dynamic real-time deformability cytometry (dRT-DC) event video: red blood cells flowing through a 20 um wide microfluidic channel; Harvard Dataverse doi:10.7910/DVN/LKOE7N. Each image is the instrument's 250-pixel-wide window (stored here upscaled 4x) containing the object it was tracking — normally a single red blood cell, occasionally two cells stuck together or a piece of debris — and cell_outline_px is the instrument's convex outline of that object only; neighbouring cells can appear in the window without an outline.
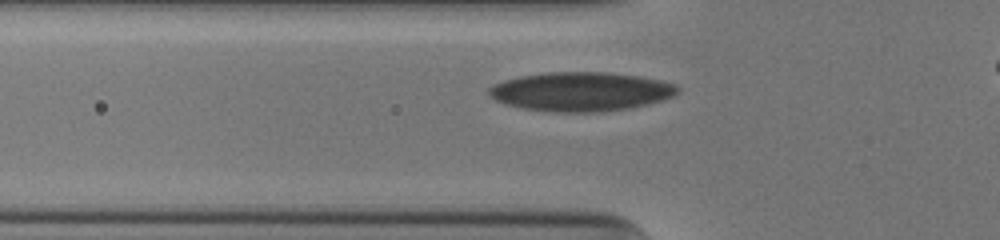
{"species": "human", "species_latin": "Homo sapiens", "temperature_condition": "cold", "stored_images_in_passage": 29, "camera_frame_rate_fps": 3000, "um_per_image_px": 0.085, "donor": {"sex": "male"}, "frame": {"image": 1, "passage_image": 3, "time_ms": 0.667, "image_size_px": [1000, 240], "cell_outline_px": [[680, 92], [672, 96], [660, 100], [628, 108], [600, 112], [556, 112], [524, 108], [508, 104], [496, 100], [488, 92], [488, 88], [492, 84], [504, 80], [520, 76], [548, 72], [608, 72], [636, 76], [660, 80], [676, 84], [680, 88]], "centroid_in_image_um": [49.37, 7.77], "position_along_channel_um": 76.4, "area_um2": 42.66}}
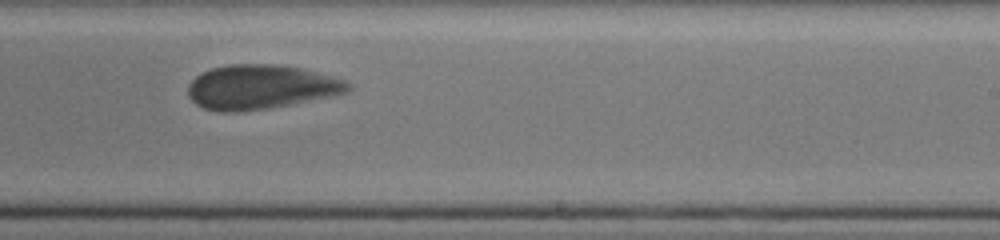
{"frame": {"image": 2, "passage_image": 18, "time_ms": 5.667, "image_size_px": [1000, 240], "cell_outline_px": [[352, 88], [348, 92], [332, 96], [268, 108], [236, 112], [220, 112], [204, 108], [196, 104], [188, 96], [188, 84], [196, 76], [212, 68], [232, 64], [272, 64], [300, 68], [332, 76], [344, 80], [352, 84]], "centroid_in_image_um": [22.17, 7.4], "position_along_channel_um": 266.8, "area_um2": 41.15}}
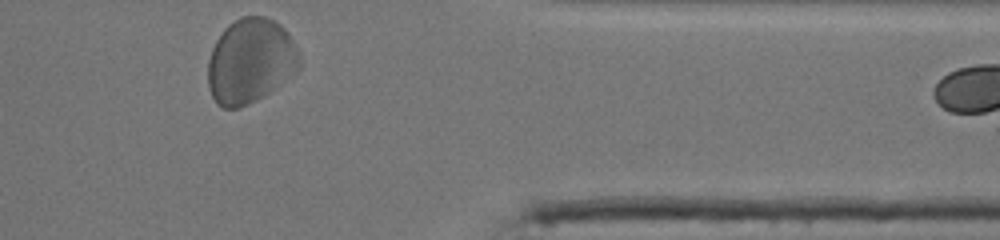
{"frame": {"image": 3, "passage_image": 29, "time_ms": 9.333, "image_size_px": [1000, 240], "cell_outline_px": [[300, 68], [264, 96], [240, 108], [224, 108], [216, 104], [212, 96], [208, 84], [208, 60], [212, 48], [216, 40], [224, 28], [228, 24], [240, 16], [264, 16], [280, 24], [284, 28], [296, 48], [300, 56]], "centroid_in_image_um": [21.25, 5.18], "position_along_channel_um": 390.1, "area_um2": 45.2}, "authors_computed_cell_mechanics": {"area_um2": 41.5004, "velocity_mm_per_s": 3.8119, "shape_relaxation_time_tau1_ms": 9.0942, "shape_relaxation_time_tau2_ms": 1.2932, "deformation_change_tau1": 0.1922, "deformation_change_tau2": 0.0728}}